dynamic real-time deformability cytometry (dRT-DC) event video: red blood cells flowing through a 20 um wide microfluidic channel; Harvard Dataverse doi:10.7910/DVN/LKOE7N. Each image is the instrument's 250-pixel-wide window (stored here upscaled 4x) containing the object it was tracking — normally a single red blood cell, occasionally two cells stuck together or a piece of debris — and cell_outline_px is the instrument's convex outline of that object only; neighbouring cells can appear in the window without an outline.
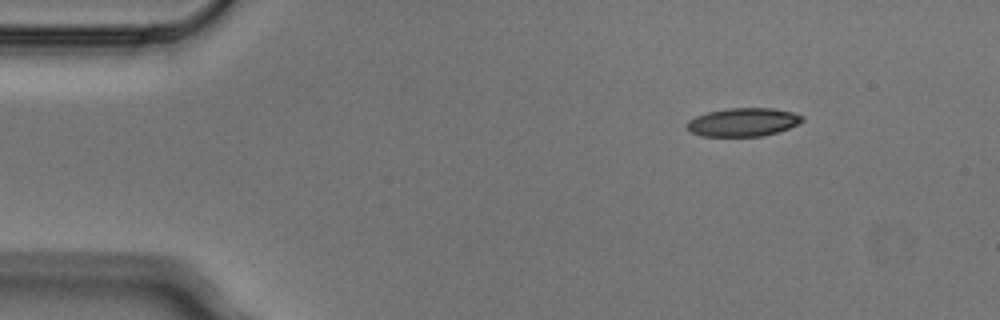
{"species": "Egyptian fruit bat (a non-hibernating species)", "species_latin": "Rousettus aegyptiacus", "temperature_condition": "cold", "stored_images_in_passage": 4, "camera_frame_rate_fps": 3000, "um_per_image_px": 0.085, "animal": {"sex": "male"}, "frame": {"image": 1, "passage_image": 1, "time_ms": 0.0, "image_size_px": [1000, 320], "cell_outline_px": [[804, 120], [788, 128], [776, 132], [760, 136], [700, 136], [692, 132], [688, 128], [688, 120], [696, 116], [708, 112], [728, 108], [772, 108], [792, 112], [804, 116]], "centroid_in_image_um": [63.16, 10.37], "position_along_channel_um": 21.8, "area_um2": 18.84}}
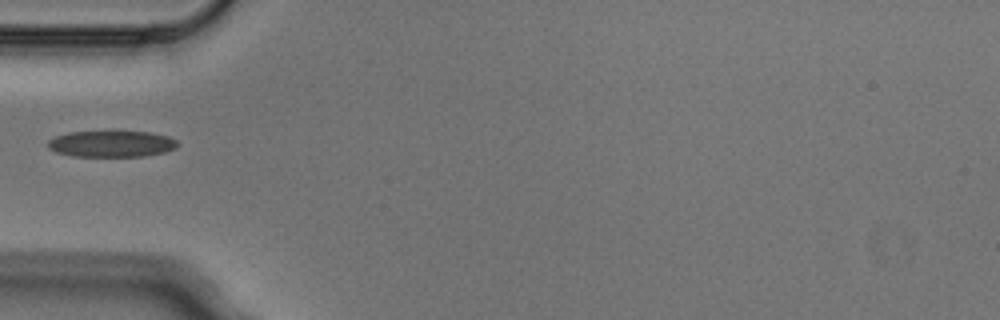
{"frame": {"image": 2, "passage_image": 4, "time_ms": 1.0, "image_size_px": [1000, 320], "cell_outline_px": [[180, 144], [176, 148], [164, 152], [144, 156], [72, 156], [56, 152], [48, 148], [48, 140], [56, 136], [68, 132], [148, 132], [168, 136], [176, 140]], "centroid_in_image_um": [9.48, 12.23], "position_along_channel_um": 75.5, "area_um2": 19.77}}